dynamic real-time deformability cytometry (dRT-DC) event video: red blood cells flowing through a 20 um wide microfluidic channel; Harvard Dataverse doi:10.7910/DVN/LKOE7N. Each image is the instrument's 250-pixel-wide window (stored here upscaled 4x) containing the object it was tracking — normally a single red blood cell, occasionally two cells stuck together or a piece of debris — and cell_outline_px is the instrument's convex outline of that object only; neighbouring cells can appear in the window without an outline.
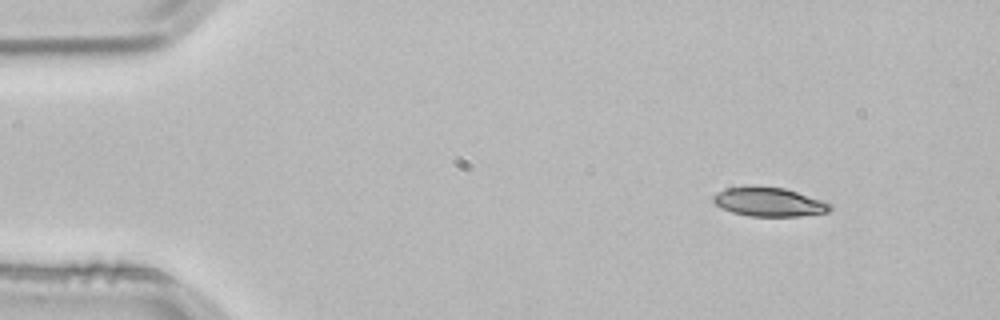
{"species": "common noctule bat (a hibernating species)", "species_latin": "Nyctalus noctula", "temperature_condition": "room temperature", "stored_images_in_passage": 4, "segment_of_instrument_passage": [2, 2], "camera_frame_rate_fps": 3000, "um_per_image_px": 0.085, "animal": {"sex": "male", "body_mass_g": 21.5, "forearm_length_mm": 52.0}, "frame": {"image": 1, "passage_image": 4, "time_ms": 1.0, "image_size_px": [1000, 320], "cell_outline_px": [[832, 208], [828, 212], [800, 216], [748, 216], [732, 212], [720, 208], [712, 200], [712, 196], [716, 192], [724, 188], [752, 184], [784, 188], [832, 204]], "centroid_in_image_um": [65.28, 17.14], "position_along_channel_um": 19.7, "area_um2": 20.06}}